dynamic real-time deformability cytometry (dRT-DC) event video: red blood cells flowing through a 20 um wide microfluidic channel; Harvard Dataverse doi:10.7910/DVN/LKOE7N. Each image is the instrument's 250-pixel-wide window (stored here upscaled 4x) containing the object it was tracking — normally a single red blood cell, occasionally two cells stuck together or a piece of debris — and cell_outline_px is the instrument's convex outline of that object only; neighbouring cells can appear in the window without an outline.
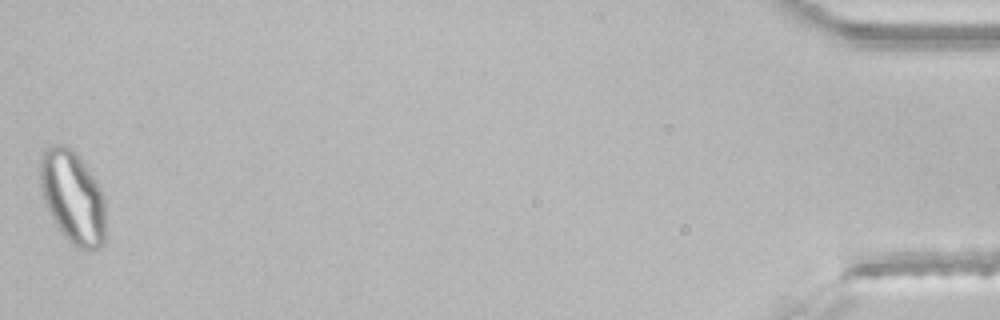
{"species": "common noctule bat (a hibernating species)", "species_latin": "Nyctalus noctula", "temperature_condition": "room temperature", "stored_images_in_passage": 47, "segment_of_instrument_passage": [2, 2], "camera_frame_rate_fps": 3000, "um_per_image_px": 0.085, "animal": {"sex": "male", "body_mass_g": 21.5, "forearm_length_mm": 52.0}, "frame": {"image": 1, "passage_image": 47, "time_ms": 15.333, "image_size_px": [1000, 320], "cell_outline_px": [[104, 244], [100, 248], [92, 252], [88, 252], [76, 248], [60, 232], [52, 220], [44, 204], [40, 192], [40, 156], [44, 148], [48, 144], [64, 144], [76, 152], [96, 180], [104, 196]], "centroid_in_image_um": [6.15, 16.77], "position_along_channel_um": 429.1, "area_um2": 36.36}}